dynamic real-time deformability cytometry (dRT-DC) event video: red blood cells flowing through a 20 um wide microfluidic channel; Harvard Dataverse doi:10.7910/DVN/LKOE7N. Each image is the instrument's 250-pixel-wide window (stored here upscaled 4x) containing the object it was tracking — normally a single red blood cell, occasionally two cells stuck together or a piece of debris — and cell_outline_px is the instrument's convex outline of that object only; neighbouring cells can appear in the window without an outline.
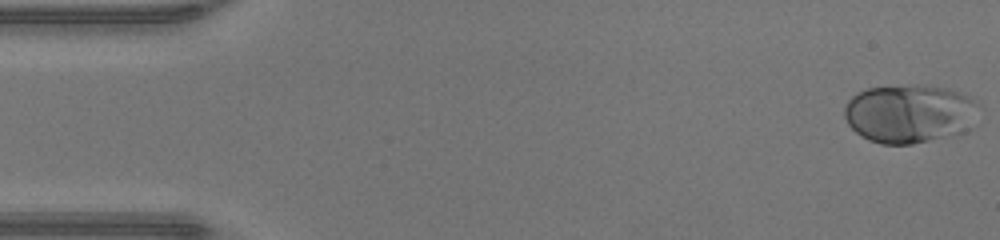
{"species": "human", "species_latin": "Homo sapiens", "temperature_condition": "warm", "stored_images_in_passage": 47, "camera_frame_rate_fps": 3000, "um_per_image_px": 0.085, "donor": {"sex": "male"}, "frame": {"image": 1, "passage_image": 1, "time_ms": 0.0, "image_size_px": [1000, 240], "cell_outline_px": [[976, 104], [972, 128], [964, 132], [912, 144], [880, 144], [868, 140], [856, 132], [848, 124], [844, 116], [844, 108], [848, 100], [852, 96], [868, 88], [912, 84], [924, 84], [948, 88], [968, 96]], "centroid_in_image_um": [77.27, 9.65], "position_along_channel_um": 7.7, "area_um2": 45.89}}
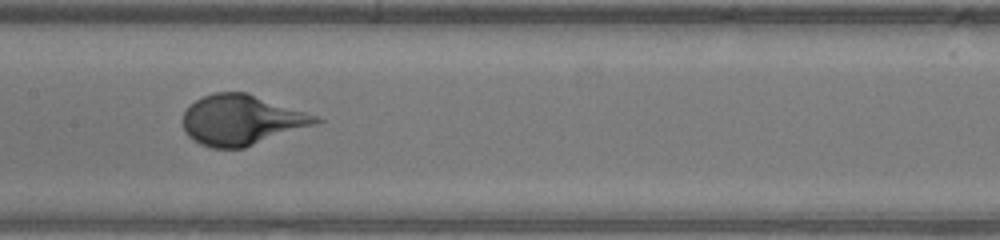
{"frame": {"image": 2, "passage_image": 23, "time_ms": 7.333, "image_size_px": [1000, 240], "cell_outline_px": [[324, 120], [316, 124], [244, 148], [212, 148], [200, 144], [192, 140], [184, 132], [184, 112], [196, 100], [204, 96], [216, 92], [248, 92], [316, 116]], "centroid_in_image_um": [20.52, 10.21], "position_along_channel_um": 186.9, "area_um2": 38.55}}
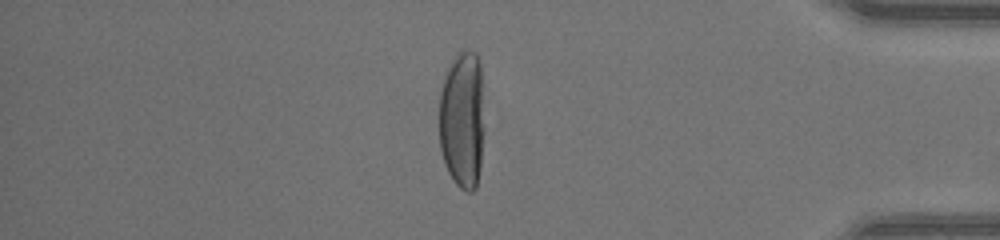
{"frame": {"image": 3, "passage_image": 40, "time_ms": 13.0, "image_size_px": [1000, 240], "cell_outline_px": [[484, 128], [480, 168], [476, 188], [472, 192], [468, 192], [460, 188], [456, 184], [448, 172], [444, 164], [440, 148], [440, 92], [444, 76], [456, 52], [460, 48], [468, 48], [476, 52], [480, 64]], "centroid_in_image_um": [39.3, 10.14], "position_along_channel_um": 395.9, "area_um2": 36.93}}